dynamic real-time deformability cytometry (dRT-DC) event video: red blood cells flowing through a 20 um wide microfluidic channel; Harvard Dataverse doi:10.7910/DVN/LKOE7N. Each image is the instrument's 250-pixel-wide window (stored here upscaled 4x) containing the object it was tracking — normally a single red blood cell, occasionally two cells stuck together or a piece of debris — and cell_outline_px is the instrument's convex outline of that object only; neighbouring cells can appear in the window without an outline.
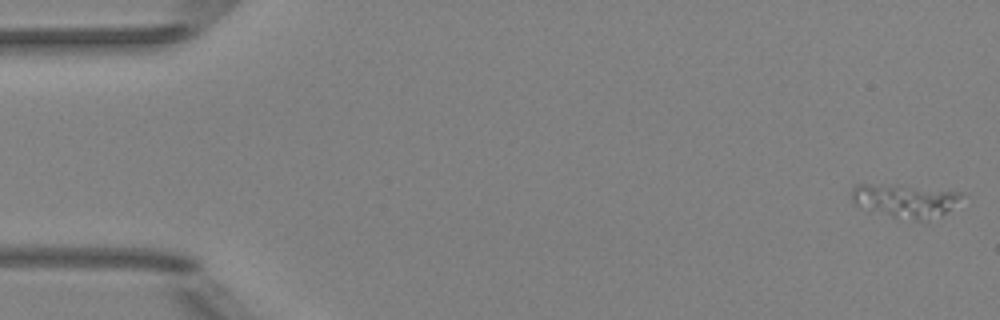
{"species": "Egyptian fruit bat (a non-hibernating species)", "species_latin": "Rousettus aegyptiacus", "temperature_condition": "room temperature", "stored_images_in_passage": 5, "camera_frame_rate_fps": 3000, "um_per_image_px": 0.085, "animal": {"sex": "female"}, "frame": {"image": 1, "passage_image": 1, "time_ms": 0.0, "image_size_px": [1000, 320], "cell_outline_px": [[960, 196], [940, 216], [928, 220], [916, 220], [892, 216], [856, 204], [852, 200], [852, 188], [856, 184], [880, 184], [960, 192]], "centroid_in_image_um": [76.85, 17.05], "position_along_channel_um": 8.1, "area_um2": 20.06}}
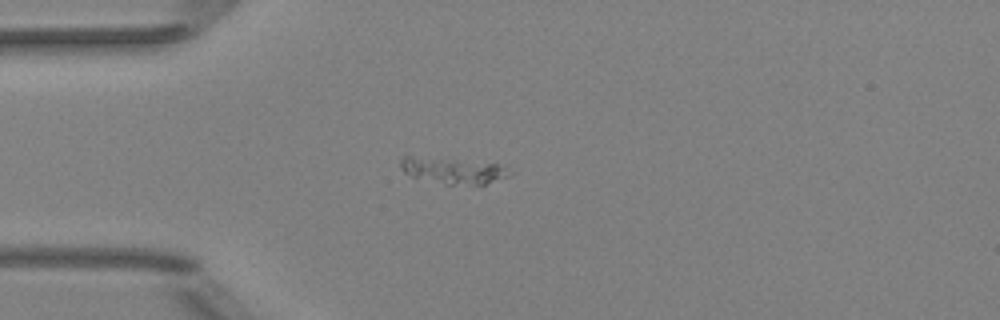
{"frame": {"image": 2, "passage_image": 4, "time_ms": 4.333, "image_size_px": [1000, 320], "cell_outline_px": [[512, 172], [508, 176], [484, 184], [444, 184], [412, 176], [404, 172], [400, 164], [400, 160], [404, 156], [408, 156], [456, 160], [496, 164]], "centroid_in_image_um": [38.47, 14.51], "position_along_channel_um": 46.5, "area_um2": 15.84}}